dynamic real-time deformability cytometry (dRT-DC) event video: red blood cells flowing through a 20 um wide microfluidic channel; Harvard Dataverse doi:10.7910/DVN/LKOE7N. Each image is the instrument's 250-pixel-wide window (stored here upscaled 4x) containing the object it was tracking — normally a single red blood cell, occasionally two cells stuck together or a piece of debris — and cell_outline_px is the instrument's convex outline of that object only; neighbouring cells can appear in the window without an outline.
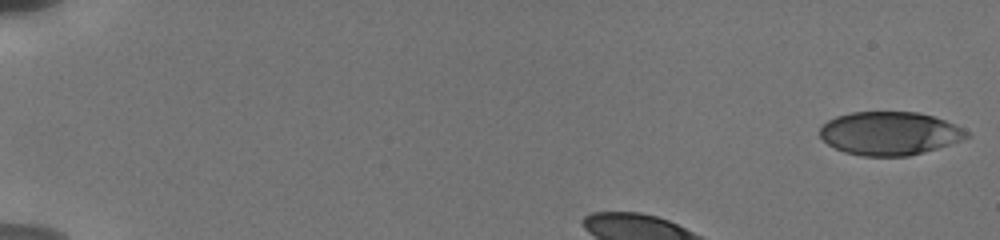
{"species": "human", "species_latin": "Homo sapiens", "temperature_condition": "cold", "stored_images_in_passage": 13, "camera_frame_rate_fps": 3000, "um_per_image_px": 0.085, "donor": {"sex": "male"}, "frame": {"image": 1, "passage_image": 1, "time_ms": 0.0, "image_size_px": [1000, 240], "cell_outline_px": [[972, 136], [936, 148], [908, 156], [860, 156], [844, 152], [828, 144], [820, 136], [820, 128], [828, 120], [836, 116], [852, 112], [916, 112], [932, 116], [944, 120], [968, 132]], "centroid_in_image_um": [75.58, 11.34], "position_along_channel_um": 9.4, "area_um2": 36.7}}
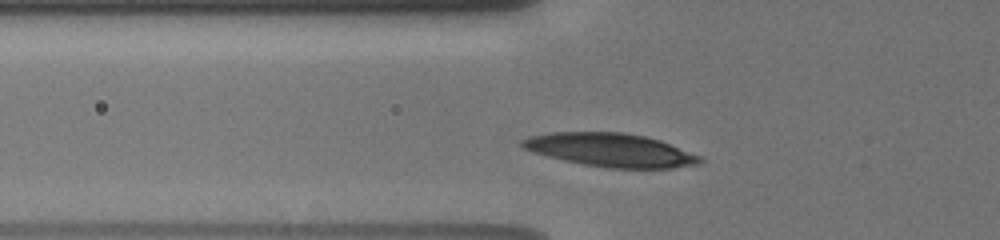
{"frame": {"image": 2, "passage_image": 12, "time_ms": 3.667, "image_size_px": [1000, 240], "cell_outline_px": [[704, 160], [700, 164], [672, 168], [608, 168], [584, 164], [548, 156], [532, 152], [524, 148], [520, 144], [520, 140], [528, 136], [548, 132], [624, 132], [644, 136], [660, 140], [704, 156]], "centroid_in_image_um": [51.94, 12.74], "position_along_channel_um": 73.9, "area_um2": 34.85}}